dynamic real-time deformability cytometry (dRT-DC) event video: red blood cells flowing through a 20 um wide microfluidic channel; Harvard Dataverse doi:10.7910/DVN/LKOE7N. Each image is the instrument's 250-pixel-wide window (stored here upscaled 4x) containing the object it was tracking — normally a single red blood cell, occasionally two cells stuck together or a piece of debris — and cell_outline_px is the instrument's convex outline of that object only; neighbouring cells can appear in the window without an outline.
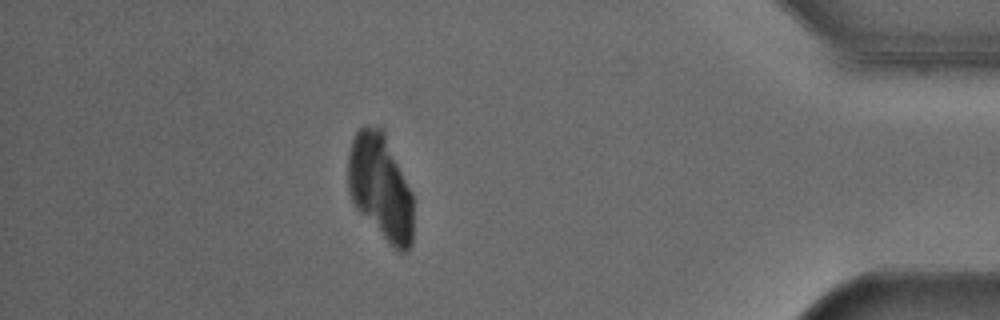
{"species": "Egyptian fruit bat (a non-hibernating species)", "species_latin": "Rousettus aegyptiacus", "temperature_condition": "cold", "stored_images_in_passage": 53, "camera_frame_rate_fps": 3000, "um_per_image_px": 0.085, "animal": {"sex": "male"}, "frame": {"image": 1, "passage_image": 47, "time_ms": 15.333, "image_size_px": [1000, 320], "cell_outline_px": [[412, 244], [408, 252], [400, 252], [392, 248], [388, 244], [356, 208], [348, 192], [348, 152], [352, 140], [356, 132], [364, 124], [380, 124], [384, 128], [412, 192]], "centroid_in_image_um": [32.34, 15.85], "position_along_channel_um": 402.9, "area_um2": 41.21}}